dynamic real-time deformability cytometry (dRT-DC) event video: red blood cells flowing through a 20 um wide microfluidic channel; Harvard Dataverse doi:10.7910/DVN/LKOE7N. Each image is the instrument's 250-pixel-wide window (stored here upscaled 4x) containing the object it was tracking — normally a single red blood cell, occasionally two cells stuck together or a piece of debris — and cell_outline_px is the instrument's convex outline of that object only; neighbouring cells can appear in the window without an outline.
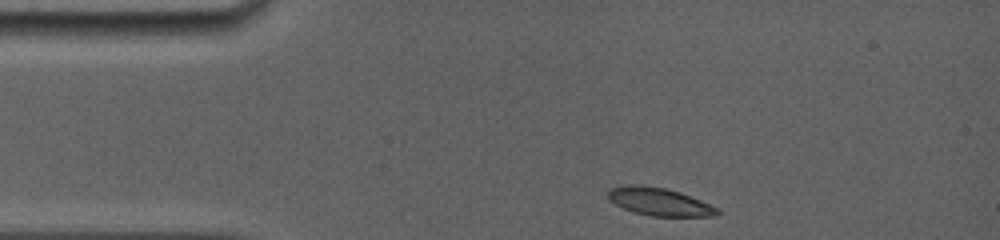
{"species": "common noctule bat (a hibernating species)", "species_latin": "Nyctalus noctula", "temperature_condition": "room temperature", "stored_images_in_passage": 8, "camera_frame_rate_fps": 5000, "um_per_image_px": 0.085, "animal": {"sex": "female", "body_mass_g": 19.0, "forearm_length_mm": 56.7}, "frame": {"image": 1, "passage_image": 1, "time_ms": 0.0, "image_size_px": [1000, 240], "cell_outline_px": [[720, 212], [716, 216], [652, 216], [636, 212], [624, 208], [608, 200], [608, 192], [612, 188], [624, 184], [640, 184], [668, 188], [680, 192], [720, 208]], "centroid_in_image_um": [56.06, 17.13], "position_along_channel_um": 28.9, "area_um2": 17.8}}
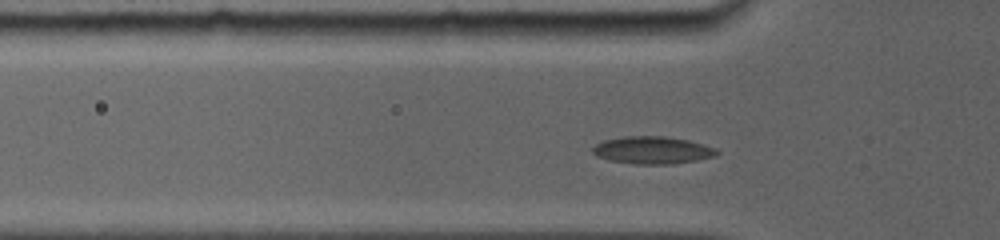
{"frame": {"image": 2, "passage_image": 6, "time_ms": 2.2, "image_size_px": [1000, 240], "cell_outline_px": [[720, 152], [716, 156], [696, 160], [672, 164], [632, 164], [608, 160], [596, 156], [592, 152], [592, 148], [596, 144], [604, 140], [624, 136], [664, 136], [688, 140], [712, 148]], "centroid_in_image_um": [55.4, 12.77], "position_along_channel_um": 70.4, "area_um2": 19.77}}